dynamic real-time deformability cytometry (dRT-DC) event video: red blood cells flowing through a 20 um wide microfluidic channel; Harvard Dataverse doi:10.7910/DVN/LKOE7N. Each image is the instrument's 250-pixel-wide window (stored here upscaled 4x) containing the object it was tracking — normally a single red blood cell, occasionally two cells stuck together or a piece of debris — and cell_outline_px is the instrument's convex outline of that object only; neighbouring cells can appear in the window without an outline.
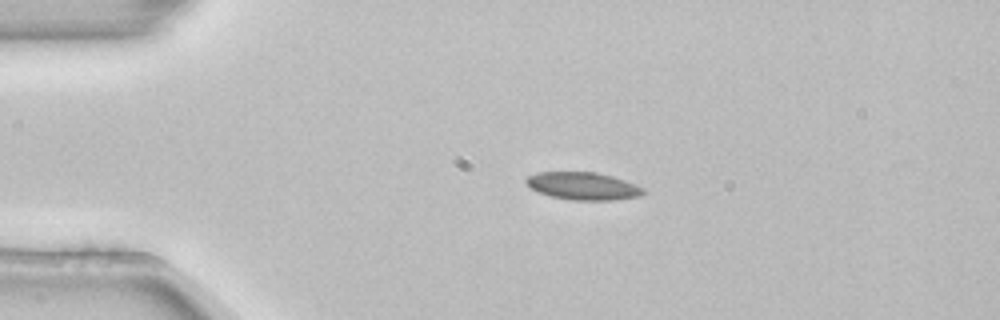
{"species": "common noctule bat (a hibernating species)", "species_latin": "Nyctalus noctula", "temperature_condition": "room temperature", "stored_images_in_passage": 3, "camera_frame_rate_fps": 3000, "um_per_image_px": 0.085, "animal": {"sex": "female", "body_mass_g": 22.7, "forearm_length_mm": 54.2}, "frame": {"image": 1, "passage_image": 2, "time_ms": 0.333, "image_size_px": [1000, 320], "cell_outline_px": [[648, 192], [640, 196], [612, 200], [572, 200], [552, 196], [540, 192], [532, 188], [524, 180], [528, 176], [536, 172], [596, 172], [612, 176], [624, 180], [644, 188]], "centroid_in_image_um": [49.59, 15.81], "position_along_channel_um": 35.4, "area_um2": 18.73}}